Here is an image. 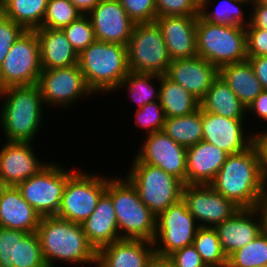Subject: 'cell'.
<instances>
[{
  "mask_svg": "<svg viewBox=\"0 0 267 267\" xmlns=\"http://www.w3.org/2000/svg\"><path fill=\"white\" fill-rule=\"evenodd\" d=\"M209 185L240 209L257 208L267 188L257 145L254 143L241 153L228 155Z\"/></svg>",
  "mask_w": 267,
  "mask_h": 267,
  "instance_id": "obj_1",
  "label": "cell"
},
{
  "mask_svg": "<svg viewBox=\"0 0 267 267\" xmlns=\"http://www.w3.org/2000/svg\"><path fill=\"white\" fill-rule=\"evenodd\" d=\"M36 233L47 267H55L56 261L96 265L97 252L87 241L81 224L43 216Z\"/></svg>",
  "mask_w": 267,
  "mask_h": 267,
  "instance_id": "obj_2",
  "label": "cell"
},
{
  "mask_svg": "<svg viewBox=\"0 0 267 267\" xmlns=\"http://www.w3.org/2000/svg\"><path fill=\"white\" fill-rule=\"evenodd\" d=\"M0 98L3 99L0 126L5 139L33 143L40 131L45 106L38 84L4 88L0 90Z\"/></svg>",
  "mask_w": 267,
  "mask_h": 267,
  "instance_id": "obj_3",
  "label": "cell"
},
{
  "mask_svg": "<svg viewBox=\"0 0 267 267\" xmlns=\"http://www.w3.org/2000/svg\"><path fill=\"white\" fill-rule=\"evenodd\" d=\"M78 66L93 93L117 91L130 72L127 46L95 40L78 55Z\"/></svg>",
  "mask_w": 267,
  "mask_h": 267,
  "instance_id": "obj_4",
  "label": "cell"
},
{
  "mask_svg": "<svg viewBox=\"0 0 267 267\" xmlns=\"http://www.w3.org/2000/svg\"><path fill=\"white\" fill-rule=\"evenodd\" d=\"M106 192L111 196L121 239L153 242L156 216L141 201L137 189L125 178H107Z\"/></svg>",
  "mask_w": 267,
  "mask_h": 267,
  "instance_id": "obj_5",
  "label": "cell"
},
{
  "mask_svg": "<svg viewBox=\"0 0 267 267\" xmlns=\"http://www.w3.org/2000/svg\"><path fill=\"white\" fill-rule=\"evenodd\" d=\"M196 39L198 56L218 69L247 60L244 26L211 23L198 15Z\"/></svg>",
  "mask_w": 267,
  "mask_h": 267,
  "instance_id": "obj_6",
  "label": "cell"
},
{
  "mask_svg": "<svg viewBox=\"0 0 267 267\" xmlns=\"http://www.w3.org/2000/svg\"><path fill=\"white\" fill-rule=\"evenodd\" d=\"M134 157L126 178L137 189L141 201L157 217L167 207L182 199L185 184L163 169Z\"/></svg>",
  "mask_w": 267,
  "mask_h": 267,
  "instance_id": "obj_7",
  "label": "cell"
},
{
  "mask_svg": "<svg viewBox=\"0 0 267 267\" xmlns=\"http://www.w3.org/2000/svg\"><path fill=\"white\" fill-rule=\"evenodd\" d=\"M128 67L131 72L166 74L172 59L157 23H136L127 44Z\"/></svg>",
  "mask_w": 267,
  "mask_h": 267,
  "instance_id": "obj_8",
  "label": "cell"
},
{
  "mask_svg": "<svg viewBox=\"0 0 267 267\" xmlns=\"http://www.w3.org/2000/svg\"><path fill=\"white\" fill-rule=\"evenodd\" d=\"M64 168L58 162H49L38 174L16 186L41 217L56 216L59 211L67 179L75 172Z\"/></svg>",
  "mask_w": 267,
  "mask_h": 267,
  "instance_id": "obj_9",
  "label": "cell"
},
{
  "mask_svg": "<svg viewBox=\"0 0 267 267\" xmlns=\"http://www.w3.org/2000/svg\"><path fill=\"white\" fill-rule=\"evenodd\" d=\"M41 71L37 34L35 30H25L0 66V90L10 86L37 84Z\"/></svg>",
  "mask_w": 267,
  "mask_h": 267,
  "instance_id": "obj_10",
  "label": "cell"
},
{
  "mask_svg": "<svg viewBox=\"0 0 267 267\" xmlns=\"http://www.w3.org/2000/svg\"><path fill=\"white\" fill-rule=\"evenodd\" d=\"M106 188L107 177L83 170L75 171L67 179L56 216L74 223H83L93 213Z\"/></svg>",
  "mask_w": 267,
  "mask_h": 267,
  "instance_id": "obj_11",
  "label": "cell"
},
{
  "mask_svg": "<svg viewBox=\"0 0 267 267\" xmlns=\"http://www.w3.org/2000/svg\"><path fill=\"white\" fill-rule=\"evenodd\" d=\"M199 227L182 199L170 205L156 217L155 255L168 257L174 251L192 245Z\"/></svg>",
  "mask_w": 267,
  "mask_h": 267,
  "instance_id": "obj_12",
  "label": "cell"
},
{
  "mask_svg": "<svg viewBox=\"0 0 267 267\" xmlns=\"http://www.w3.org/2000/svg\"><path fill=\"white\" fill-rule=\"evenodd\" d=\"M37 84L45 106L49 107L67 108L80 98L94 94L78 65L42 70Z\"/></svg>",
  "mask_w": 267,
  "mask_h": 267,
  "instance_id": "obj_13",
  "label": "cell"
},
{
  "mask_svg": "<svg viewBox=\"0 0 267 267\" xmlns=\"http://www.w3.org/2000/svg\"><path fill=\"white\" fill-rule=\"evenodd\" d=\"M182 200L200 227H215L240 209L209 184L184 185Z\"/></svg>",
  "mask_w": 267,
  "mask_h": 267,
  "instance_id": "obj_14",
  "label": "cell"
},
{
  "mask_svg": "<svg viewBox=\"0 0 267 267\" xmlns=\"http://www.w3.org/2000/svg\"><path fill=\"white\" fill-rule=\"evenodd\" d=\"M136 157L143 163L159 167L186 185V150L165 132L146 135Z\"/></svg>",
  "mask_w": 267,
  "mask_h": 267,
  "instance_id": "obj_15",
  "label": "cell"
},
{
  "mask_svg": "<svg viewBox=\"0 0 267 267\" xmlns=\"http://www.w3.org/2000/svg\"><path fill=\"white\" fill-rule=\"evenodd\" d=\"M203 141L215 145L228 155L241 153L255 143L254 133L244 128L245 119H231L201 109ZM249 136H247V134ZM246 134V135H245ZM252 134V135H251Z\"/></svg>",
  "mask_w": 267,
  "mask_h": 267,
  "instance_id": "obj_16",
  "label": "cell"
},
{
  "mask_svg": "<svg viewBox=\"0 0 267 267\" xmlns=\"http://www.w3.org/2000/svg\"><path fill=\"white\" fill-rule=\"evenodd\" d=\"M32 145V142L5 141L0 149V186H17L49 164L38 160Z\"/></svg>",
  "mask_w": 267,
  "mask_h": 267,
  "instance_id": "obj_17",
  "label": "cell"
},
{
  "mask_svg": "<svg viewBox=\"0 0 267 267\" xmlns=\"http://www.w3.org/2000/svg\"><path fill=\"white\" fill-rule=\"evenodd\" d=\"M87 15L97 41L127 46L135 23L118 0H101Z\"/></svg>",
  "mask_w": 267,
  "mask_h": 267,
  "instance_id": "obj_18",
  "label": "cell"
},
{
  "mask_svg": "<svg viewBox=\"0 0 267 267\" xmlns=\"http://www.w3.org/2000/svg\"><path fill=\"white\" fill-rule=\"evenodd\" d=\"M165 75L201 101L219 76V69L204 58L196 56L172 60Z\"/></svg>",
  "mask_w": 267,
  "mask_h": 267,
  "instance_id": "obj_19",
  "label": "cell"
},
{
  "mask_svg": "<svg viewBox=\"0 0 267 267\" xmlns=\"http://www.w3.org/2000/svg\"><path fill=\"white\" fill-rule=\"evenodd\" d=\"M214 228L222 250L229 257L263 232V221L257 208L239 209L231 218L224 220Z\"/></svg>",
  "mask_w": 267,
  "mask_h": 267,
  "instance_id": "obj_20",
  "label": "cell"
},
{
  "mask_svg": "<svg viewBox=\"0 0 267 267\" xmlns=\"http://www.w3.org/2000/svg\"><path fill=\"white\" fill-rule=\"evenodd\" d=\"M197 18L198 16H164L155 19L172 60L198 56Z\"/></svg>",
  "mask_w": 267,
  "mask_h": 267,
  "instance_id": "obj_21",
  "label": "cell"
},
{
  "mask_svg": "<svg viewBox=\"0 0 267 267\" xmlns=\"http://www.w3.org/2000/svg\"><path fill=\"white\" fill-rule=\"evenodd\" d=\"M153 242L121 239L97 251V267H147L154 257Z\"/></svg>",
  "mask_w": 267,
  "mask_h": 267,
  "instance_id": "obj_22",
  "label": "cell"
},
{
  "mask_svg": "<svg viewBox=\"0 0 267 267\" xmlns=\"http://www.w3.org/2000/svg\"><path fill=\"white\" fill-rule=\"evenodd\" d=\"M228 154L205 141L186 150V185L210 184L224 164Z\"/></svg>",
  "mask_w": 267,
  "mask_h": 267,
  "instance_id": "obj_23",
  "label": "cell"
},
{
  "mask_svg": "<svg viewBox=\"0 0 267 267\" xmlns=\"http://www.w3.org/2000/svg\"><path fill=\"white\" fill-rule=\"evenodd\" d=\"M40 220L16 186H0V227L34 233Z\"/></svg>",
  "mask_w": 267,
  "mask_h": 267,
  "instance_id": "obj_24",
  "label": "cell"
},
{
  "mask_svg": "<svg viewBox=\"0 0 267 267\" xmlns=\"http://www.w3.org/2000/svg\"><path fill=\"white\" fill-rule=\"evenodd\" d=\"M89 244L96 250L121 240L111 196L105 191L93 213L81 223Z\"/></svg>",
  "mask_w": 267,
  "mask_h": 267,
  "instance_id": "obj_25",
  "label": "cell"
},
{
  "mask_svg": "<svg viewBox=\"0 0 267 267\" xmlns=\"http://www.w3.org/2000/svg\"><path fill=\"white\" fill-rule=\"evenodd\" d=\"M37 34L42 70L78 65V54L61 29L41 27Z\"/></svg>",
  "mask_w": 267,
  "mask_h": 267,
  "instance_id": "obj_26",
  "label": "cell"
},
{
  "mask_svg": "<svg viewBox=\"0 0 267 267\" xmlns=\"http://www.w3.org/2000/svg\"><path fill=\"white\" fill-rule=\"evenodd\" d=\"M219 77L230 87L246 108L264 90L248 59L221 66Z\"/></svg>",
  "mask_w": 267,
  "mask_h": 267,
  "instance_id": "obj_27",
  "label": "cell"
},
{
  "mask_svg": "<svg viewBox=\"0 0 267 267\" xmlns=\"http://www.w3.org/2000/svg\"><path fill=\"white\" fill-rule=\"evenodd\" d=\"M200 108L209 113L231 119H245L247 108L219 76L213 81Z\"/></svg>",
  "mask_w": 267,
  "mask_h": 267,
  "instance_id": "obj_28",
  "label": "cell"
},
{
  "mask_svg": "<svg viewBox=\"0 0 267 267\" xmlns=\"http://www.w3.org/2000/svg\"><path fill=\"white\" fill-rule=\"evenodd\" d=\"M159 102L166 118L189 115L200 108L198 99L165 74L160 80Z\"/></svg>",
  "mask_w": 267,
  "mask_h": 267,
  "instance_id": "obj_29",
  "label": "cell"
},
{
  "mask_svg": "<svg viewBox=\"0 0 267 267\" xmlns=\"http://www.w3.org/2000/svg\"><path fill=\"white\" fill-rule=\"evenodd\" d=\"M48 0H2L0 12L25 30L41 28Z\"/></svg>",
  "mask_w": 267,
  "mask_h": 267,
  "instance_id": "obj_30",
  "label": "cell"
},
{
  "mask_svg": "<svg viewBox=\"0 0 267 267\" xmlns=\"http://www.w3.org/2000/svg\"><path fill=\"white\" fill-rule=\"evenodd\" d=\"M162 131L185 148L196 145L203 140L201 108L189 115L166 118Z\"/></svg>",
  "mask_w": 267,
  "mask_h": 267,
  "instance_id": "obj_31",
  "label": "cell"
},
{
  "mask_svg": "<svg viewBox=\"0 0 267 267\" xmlns=\"http://www.w3.org/2000/svg\"><path fill=\"white\" fill-rule=\"evenodd\" d=\"M154 80L159 83L158 87L153 85L152 81ZM160 80L161 76L157 74L130 71L118 86V89H125L126 87L129 91L127 92L129 98L137 103L138 108H141L148 103L159 101Z\"/></svg>",
  "mask_w": 267,
  "mask_h": 267,
  "instance_id": "obj_32",
  "label": "cell"
},
{
  "mask_svg": "<svg viewBox=\"0 0 267 267\" xmlns=\"http://www.w3.org/2000/svg\"><path fill=\"white\" fill-rule=\"evenodd\" d=\"M211 2L207 0L199 9V15L208 22L241 25L244 27L250 24V16H247L249 18L245 21L244 12L246 11L242 9L246 3L251 5L250 2L246 0H219L217 8L211 9L209 12L208 7L210 4L212 5Z\"/></svg>",
  "mask_w": 267,
  "mask_h": 267,
  "instance_id": "obj_33",
  "label": "cell"
},
{
  "mask_svg": "<svg viewBox=\"0 0 267 267\" xmlns=\"http://www.w3.org/2000/svg\"><path fill=\"white\" fill-rule=\"evenodd\" d=\"M192 245L206 267H227L228 257L222 250L214 227H199Z\"/></svg>",
  "mask_w": 267,
  "mask_h": 267,
  "instance_id": "obj_34",
  "label": "cell"
},
{
  "mask_svg": "<svg viewBox=\"0 0 267 267\" xmlns=\"http://www.w3.org/2000/svg\"><path fill=\"white\" fill-rule=\"evenodd\" d=\"M267 265V233H260L254 240L228 257L227 267H259Z\"/></svg>",
  "mask_w": 267,
  "mask_h": 267,
  "instance_id": "obj_35",
  "label": "cell"
},
{
  "mask_svg": "<svg viewBox=\"0 0 267 267\" xmlns=\"http://www.w3.org/2000/svg\"><path fill=\"white\" fill-rule=\"evenodd\" d=\"M14 267H47L36 232L17 230V252Z\"/></svg>",
  "mask_w": 267,
  "mask_h": 267,
  "instance_id": "obj_36",
  "label": "cell"
},
{
  "mask_svg": "<svg viewBox=\"0 0 267 267\" xmlns=\"http://www.w3.org/2000/svg\"><path fill=\"white\" fill-rule=\"evenodd\" d=\"M81 15L70 0H48L41 27L62 30Z\"/></svg>",
  "mask_w": 267,
  "mask_h": 267,
  "instance_id": "obj_37",
  "label": "cell"
},
{
  "mask_svg": "<svg viewBox=\"0 0 267 267\" xmlns=\"http://www.w3.org/2000/svg\"><path fill=\"white\" fill-rule=\"evenodd\" d=\"M62 30L78 55L96 40L87 14H82Z\"/></svg>",
  "mask_w": 267,
  "mask_h": 267,
  "instance_id": "obj_38",
  "label": "cell"
},
{
  "mask_svg": "<svg viewBox=\"0 0 267 267\" xmlns=\"http://www.w3.org/2000/svg\"><path fill=\"white\" fill-rule=\"evenodd\" d=\"M135 123L138 128L146 130V135L162 131L166 121L165 112L159 101L148 103L138 108L135 113Z\"/></svg>",
  "mask_w": 267,
  "mask_h": 267,
  "instance_id": "obj_39",
  "label": "cell"
},
{
  "mask_svg": "<svg viewBox=\"0 0 267 267\" xmlns=\"http://www.w3.org/2000/svg\"><path fill=\"white\" fill-rule=\"evenodd\" d=\"M130 19L136 23L154 22L157 18L155 0H118Z\"/></svg>",
  "mask_w": 267,
  "mask_h": 267,
  "instance_id": "obj_40",
  "label": "cell"
},
{
  "mask_svg": "<svg viewBox=\"0 0 267 267\" xmlns=\"http://www.w3.org/2000/svg\"><path fill=\"white\" fill-rule=\"evenodd\" d=\"M157 17L198 16L199 7L193 0H155Z\"/></svg>",
  "mask_w": 267,
  "mask_h": 267,
  "instance_id": "obj_41",
  "label": "cell"
},
{
  "mask_svg": "<svg viewBox=\"0 0 267 267\" xmlns=\"http://www.w3.org/2000/svg\"><path fill=\"white\" fill-rule=\"evenodd\" d=\"M25 29L0 12V66Z\"/></svg>",
  "mask_w": 267,
  "mask_h": 267,
  "instance_id": "obj_42",
  "label": "cell"
},
{
  "mask_svg": "<svg viewBox=\"0 0 267 267\" xmlns=\"http://www.w3.org/2000/svg\"><path fill=\"white\" fill-rule=\"evenodd\" d=\"M17 252V230L0 227V267H14Z\"/></svg>",
  "mask_w": 267,
  "mask_h": 267,
  "instance_id": "obj_43",
  "label": "cell"
},
{
  "mask_svg": "<svg viewBox=\"0 0 267 267\" xmlns=\"http://www.w3.org/2000/svg\"><path fill=\"white\" fill-rule=\"evenodd\" d=\"M247 57L267 56V30L245 27Z\"/></svg>",
  "mask_w": 267,
  "mask_h": 267,
  "instance_id": "obj_44",
  "label": "cell"
},
{
  "mask_svg": "<svg viewBox=\"0 0 267 267\" xmlns=\"http://www.w3.org/2000/svg\"><path fill=\"white\" fill-rule=\"evenodd\" d=\"M167 258L174 267H206L193 245L178 249Z\"/></svg>",
  "mask_w": 267,
  "mask_h": 267,
  "instance_id": "obj_45",
  "label": "cell"
},
{
  "mask_svg": "<svg viewBox=\"0 0 267 267\" xmlns=\"http://www.w3.org/2000/svg\"><path fill=\"white\" fill-rule=\"evenodd\" d=\"M253 8L250 14V24L246 27H258L267 30V6L259 0L251 3Z\"/></svg>",
  "mask_w": 267,
  "mask_h": 267,
  "instance_id": "obj_46",
  "label": "cell"
},
{
  "mask_svg": "<svg viewBox=\"0 0 267 267\" xmlns=\"http://www.w3.org/2000/svg\"><path fill=\"white\" fill-rule=\"evenodd\" d=\"M255 144L257 145L261 158V172L265 185L267 186V130L263 133H255Z\"/></svg>",
  "mask_w": 267,
  "mask_h": 267,
  "instance_id": "obj_47",
  "label": "cell"
},
{
  "mask_svg": "<svg viewBox=\"0 0 267 267\" xmlns=\"http://www.w3.org/2000/svg\"><path fill=\"white\" fill-rule=\"evenodd\" d=\"M262 88L267 90V56L247 57Z\"/></svg>",
  "mask_w": 267,
  "mask_h": 267,
  "instance_id": "obj_48",
  "label": "cell"
},
{
  "mask_svg": "<svg viewBox=\"0 0 267 267\" xmlns=\"http://www.w3.org/2000/svg\"><path fill=\"white\" fill-rule=\"evenodd\" d=\"M255 113L258 119L267 122V90H263L260 95L247 108V113Z\"/></svg>",
  "mask_w": 267,
  "mask_h": 267,
  "instance_id": "obj_49",
  "label": "cell"
},
{
  "mask_svg": "<svg viewBox=\"0 0 267 267\" xmlns=\"http://www.w3.org/2000/svg\"><path fill=\"white\" fill-rule=\"evenodd\" d=\"M82 13L88 14L101 0H70Z\"/></svg>",
  "mask_w": 267,
  "mask_h": 267,
  "instance_id": "obj_50",
  "label": "cell"
},
{
  "mask_svg": "<svg viewBox=\"0 0 267 267\" xmlns=\"http://www.w3.org/2000/svg\"><path fill=\"white\" fill-rule=\"evenodd\" d=\"M263 221V231L267 233V188L257 206Z\"/></svg>",
  "mask_w": 267,
  "mask_h": 267,
  "instance_id": "obj_51",
  "label": "cell"
},
{
  "mask_svg": "<svg viewBox=\"0 0 267 267\" xmlns=\"http://www.w3.org/2000/svg\"><path fill=\"white\" fill-rule=\"evenodd\" d=\"M147 267H174L172 262L167 257H154L148 262Z\"/></svg>",
  "mask_w": 267,
  "mask_h": 267,
  "instance_id": "obj_52",
  "label": "cell"
},
{
  "mask_svg": "<svg viewBox=\"0 0 267 267\" xmlns=\"http://www.w3.org/2000/svg\"><path fill=\"white\" fill-rule=\"evenodd\" d=\"M207 0H193V2L200 8Z\"/></svg>",
  "mask_w": 267,
  "mask_h": 267,
  "instance_id": "obj_53",
  "label": "cell"
},
{
  "mask_svg": "<svg viewBox=\"0 0 267 267\" xmlns=\"http://www.w3.org/2000/svg\"><path fill=\"white\" fill-rule=\"evenodd\" d=\"M259 1L267 6V0H259Z\"/></svg>",
  "mask_w": 267,
  "mask_h": 267,
  "instance_id": "obj_54",
  "label": "cell"
}]
</instances>
